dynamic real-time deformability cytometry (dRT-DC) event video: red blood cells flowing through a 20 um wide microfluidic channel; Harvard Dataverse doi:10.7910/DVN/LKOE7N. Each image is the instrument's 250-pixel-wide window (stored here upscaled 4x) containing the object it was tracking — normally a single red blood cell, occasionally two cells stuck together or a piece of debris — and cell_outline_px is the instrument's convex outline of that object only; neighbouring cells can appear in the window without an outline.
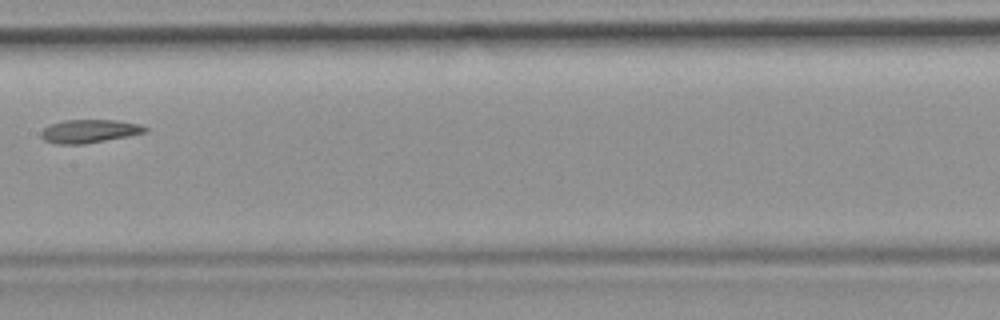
{"species": "common noctule bat (a hibernating species)", "species_latin": "Nyctalus noctula", "temperature_condition": "room temperature", "stored_images_in_passage": 7, "camera_frame_rate_fps": 3000, "um_per_image_px": 0.085, "animal": {"sex": "female", "body_mass_g": 19.9}, "frame": {"image": 1, "passage_image": 6, "time_ms": 5.667, "image_size_px": [1000, 320], "cell_outline_px": [[148, 132], [128, 136], [84, 144], [56, 144], [44, 140], [40, 136], [40, 132], [48, 124], [64, 120], [116, 120], [140, 124], [148, 128]], "centroid_in_image_um": [7.57, 11.15], "position_along_channel_um": 199.8, "area_um2": 14.28}}